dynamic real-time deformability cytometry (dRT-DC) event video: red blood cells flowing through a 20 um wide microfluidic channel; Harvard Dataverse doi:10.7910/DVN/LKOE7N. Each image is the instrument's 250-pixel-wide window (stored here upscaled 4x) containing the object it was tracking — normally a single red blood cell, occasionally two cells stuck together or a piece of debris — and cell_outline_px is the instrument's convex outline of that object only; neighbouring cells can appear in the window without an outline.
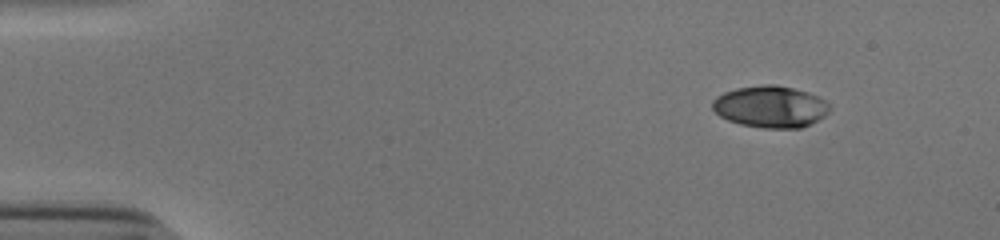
{"species": "human", "species_latin": "Homo sapiens", "temperature_condition": "cold", "stored_images_in_passage": 48, "camera_frame_rate_fps": 3000, "um_per_image_px": 0.085, "donor": {"sex": "male"}, "frame": {"image": 1, "passage_image": 1, "time_ms": 0.0, "image_size_px": [1000, 240], "cell_outline_px": [[832, 108], [824, 116], [800, 128], [764, 128], [740, 124], [728, 120], [720, 116], [712, 108], [712, 100], [716, 96], [724, 92], [736, 88], [760, 84], [776, 84], [808, 92], [824, 100]], "centroid_in_image_um": [65.46, 9.06], "position_along_channel_um": 19.5, "area_um2": 28.5}}
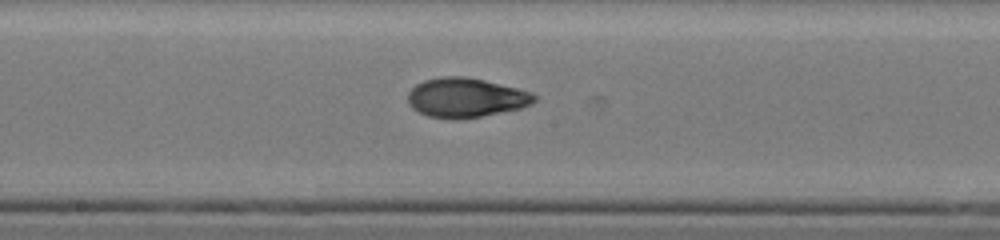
{"frame": {"image": 2, "passage_image": 24, "time_ms": 7.667, "image_size_px": [1000, 240], "cell_outline_px": [[536, 100], [532, 104], [520, 108], [480, 116], [456, 120], [452, 120], [428, 116], [412, 108], [408, 104], [408, 92], [416, 84], [424, 80], [440, 76], [464, 76], [484, 80], [532, 92], [536, 96]], "centroid_in_image_um": [39.57, 8.3], "position_along_channel_um": 208.6, "area_um2": 29.07}}
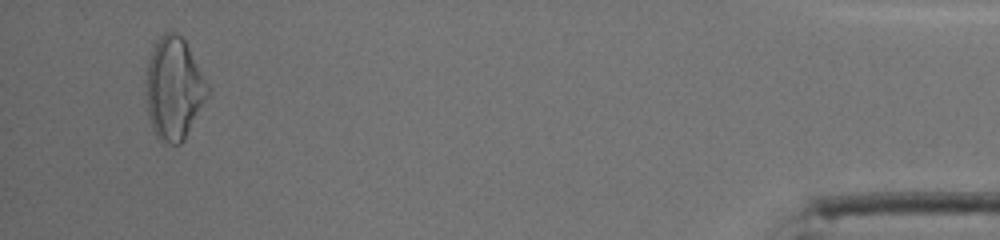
{"frame": {"image": 3, "passage_image": 46, "time_ms": 15.0, "image_size_px": [1000, 240], "cell_outline_px": [[212, 88], [208, 96], [184, 140], [180, 144], [168, 144], [156, 136], [152, 128], [148, 116], [144, 80], [148, 60], [152, 48], [160, 36], [164, 32], [176, 32], [184, 40]], "centroid_in_image_um": [14.78, 7.52], "position_along_channel_um": 420.4, "area_um2": 37.22}, "authors_computed_cell_mechanics": {"area_um2": 28.7266, "velocity_mm_per_s": 3.8726, "shape_relaxation_time_tau1_ms": 7.4612, "shape_relaxation_time_tau2_ms": 1.8367, "deformation_change_tau1": 0.2301, "deformation_change_tau2": 0.0648}}